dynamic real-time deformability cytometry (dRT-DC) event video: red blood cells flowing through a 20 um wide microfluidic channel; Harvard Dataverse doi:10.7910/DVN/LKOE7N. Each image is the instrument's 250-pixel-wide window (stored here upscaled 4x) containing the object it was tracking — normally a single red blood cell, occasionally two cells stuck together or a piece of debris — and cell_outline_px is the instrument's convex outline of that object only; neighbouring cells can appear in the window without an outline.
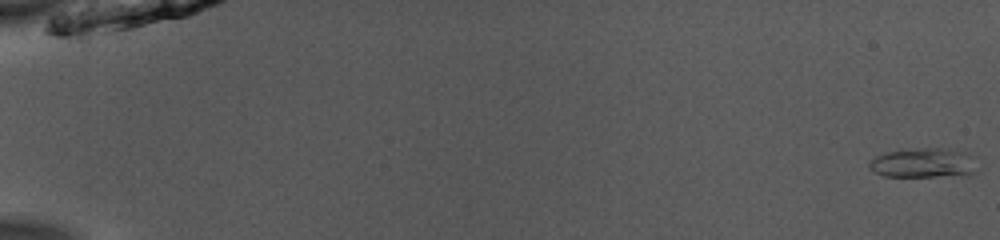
{"species": "common noctule bat (a hibernating species)", "species_latin": "Nyctalus noctula", "temperature_condition": "room temperature", "stored_images_in_passage": 52, "camera_frame_rate_fps": 3000, "um_per_image_px": 0.085, "animal": {"sex": "male", "body_mass_g": 13.0, "forearm_length_mm": 53.1}, "frame": {"image": 1, "passage_image": 1, "time_ms": 0.0, "image_size_px": [1000, 240], "cell_outline_px": [[976, 172], [972, 176], [884, 176], [868, 168], [868, 164], [876, 156], [888, 152], [924, 148], [944, 148], [964, 152], [976, 156]], "centroid_in_image_um": [78.6, 13.87], "position_along_channel_um": 6.4, "area_um2": 18.79}}
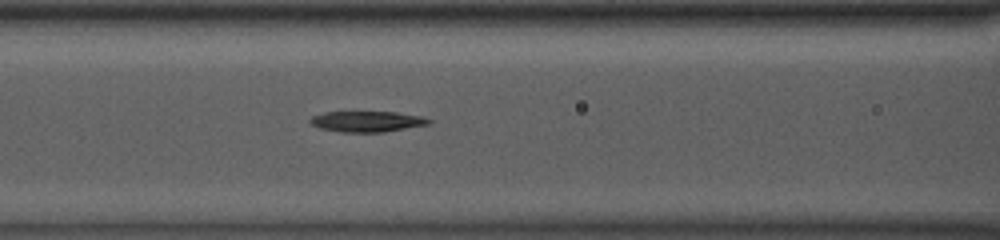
{"frame": {"image": 2, "passage_image": 24, "time_ms": 7.667, "image_size_px": [1000, 240], "cell_outline_px": [[432, 124], [384, 132], [340, 132], [320, 128], [312, 124], [308, 120], [312, 116], [324, 112], [396, 112], [424, 116], [432, 120]], "centroid_in_image_um": [31.25, 10.32], "position_along_channel_um": 135.3, "area_um2": 14.51}}
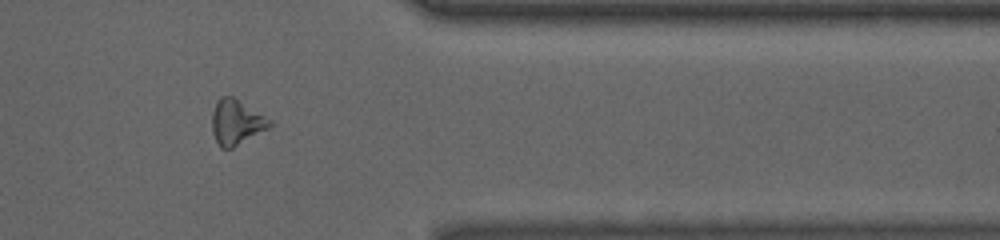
{"frame": {"image": 3, "passage_image": 44, "time_ms": 14.333, "image_size_px": [1000, 240], "cell_outline_px": [[272, 124], [268, 128], [232, 148], [220, 148], [212, 132], [212, 112], [216, 100], [220, 96], [232, 96], [272, 120]], "centroid_in_image_um": [20.06, 10.37], "position_along_channel_um": 391.3, "area_um2": 15.03}, "authors_computed_cell_mechanics": {"area_um2": 14.9991, "velocity_mm_per_s": 3.9696, "shape_relaxation_time_tau1_ms": 4.0149, "shape_relaxation_time_tau2_ms": 6.5975, "deformation_change_tau1": 0.1258, "deformation_change_tau2": 0.1883}}